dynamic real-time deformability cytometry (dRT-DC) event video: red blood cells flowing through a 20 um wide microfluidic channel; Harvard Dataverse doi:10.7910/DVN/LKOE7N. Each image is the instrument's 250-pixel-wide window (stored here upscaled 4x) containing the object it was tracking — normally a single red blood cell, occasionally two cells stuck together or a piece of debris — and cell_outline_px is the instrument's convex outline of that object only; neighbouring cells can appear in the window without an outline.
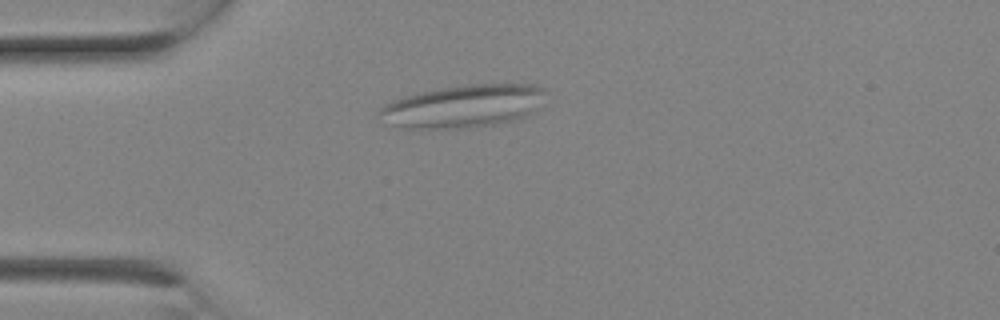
{"species": "Egyptian fruit bat (a non-hibernating species)", "species_latin": "Rousettus aegyptiacus", "temperature_condition": "room temperature", "stored_images_in_passage": 2, "camera_frame_rate_fps": 3000, "um_per_image_px": 0.085, "animal": {"sex": "female"}, "frame": {"image": 1, "passage_image": 2, "time_ms": 0.333, "image_size_px": [1000, 320], "cell_outline_px": [[544, 92], [532, 112], [516, 120], [496, 124], [460, 128], [404, 128], [380, 124], [380, 108], [384, 104], [420, 92], [440, 88], [468, 84], [532, 84], [544, 88]], "centroid_in_image_um": [39.3, 9.04], "position_along_channel_um": 45.7, "area_um2": 41.04}}